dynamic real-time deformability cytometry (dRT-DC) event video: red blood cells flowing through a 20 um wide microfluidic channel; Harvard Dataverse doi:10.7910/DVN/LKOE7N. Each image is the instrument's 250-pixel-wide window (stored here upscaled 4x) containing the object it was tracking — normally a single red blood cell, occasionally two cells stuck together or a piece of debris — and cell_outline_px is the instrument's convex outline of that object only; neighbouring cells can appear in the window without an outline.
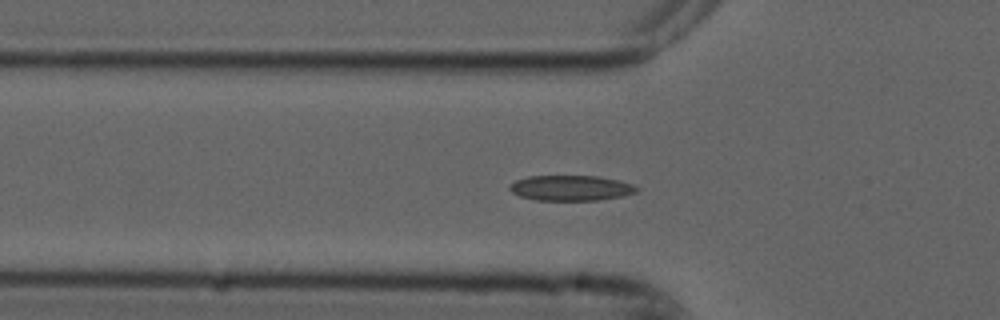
{"species": "common noctule bat (a hibernating species)", "species_latin": "Nyctalus noctula", "temperature_condition": "cold", "stored_images_in_passage": 52, "camera_frame_rate_fps": 3000, "um_per_image_px": 0.085, "animal": {"sex": "male", "forearm_length_mm": 52.5}, "frame": {"image": 1, "passage_image": 15, "time_ms": 4.667, "image_size_px": [1000, 320], "cell_outline_px": [[640, 188], [636, 192], [624, 196], [600, 200], [536, 200], [520, 196], [512, 192], [508, 188], [516, 180], [528, 176], [600, 176], [632, 184]], "centroid_in_image_um": [48.55, 15.98], "position_along_channel_um": 77.3, "area_um2": 18.73}}
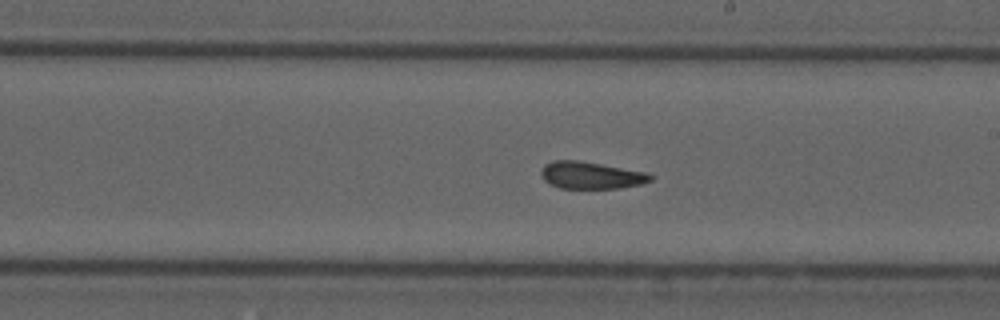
{"frame": {"image": 2, "passage_image": 28, "time_ms": 9.0, "image_size_px": [1000, 320], "cell_outline_px": [[656, 176], [652, 180], [640, 184], [620, 188], [560, 188], [548, 184], [544, 180], [540, 172], [544, 164], [552, 160], [576, 160], [648, 172]], "centroid_in_image_um": [50.24, 14.9], "position_along_channel_um": 238.8, "area_um2": 17.4}}
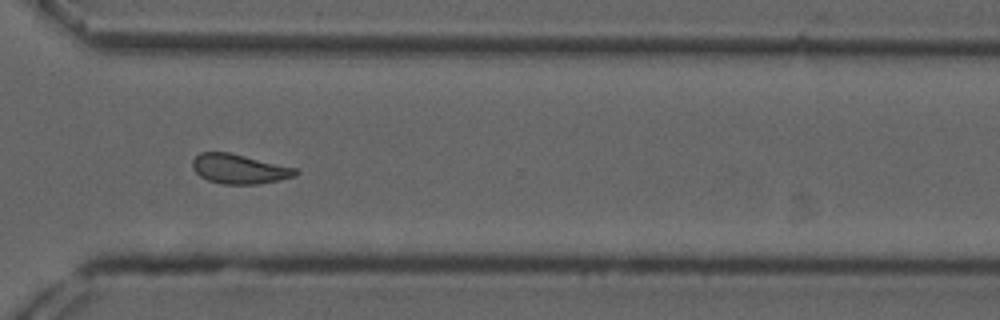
{"frame": {"image": 3, "passage_image": 37, "time_ms": 12.0, "image_size_px": [1000, 320], "cell_outline_px": [[300, 172], [296, 176], [280, 180], [256, 184], [220, 184], [208, 180], [200, 176], [192, 168], [192, 160], [200, 152], [228, 152], [296, 168]], "centroid_in_image_um": [20.33, 14.36], "position_along_channel_um": 350.3, "area_um2": 17.74}, "authors_computed_cell_mechanics": {"area_um2": 17.9758, "velocity_mm_per_s": 3.7232, "shape_relaxation_time_tau1_ms": null, "shape_relaxation_time_tau2_ms": 2.8663, "deformation_change_tau1": null, "deformation_change_tau2": 0.102}}